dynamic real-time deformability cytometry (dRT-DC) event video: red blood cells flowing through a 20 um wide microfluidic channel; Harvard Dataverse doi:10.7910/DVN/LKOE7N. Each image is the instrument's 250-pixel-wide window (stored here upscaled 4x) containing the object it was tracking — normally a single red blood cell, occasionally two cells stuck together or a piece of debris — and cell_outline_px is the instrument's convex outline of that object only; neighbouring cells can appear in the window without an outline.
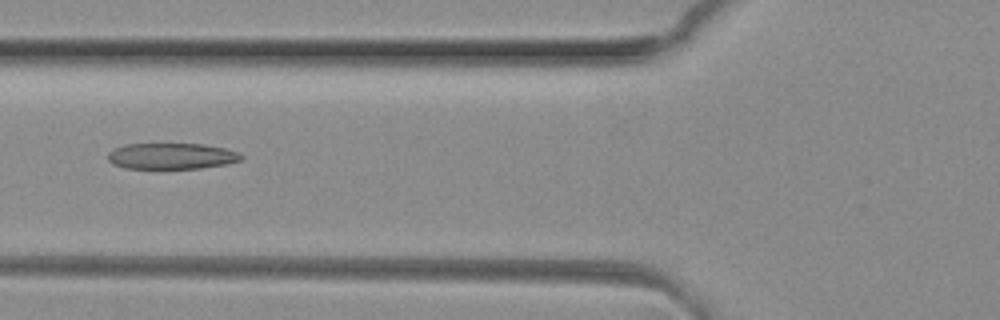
{"species": "common noctule bat (a hibernating species)", "species_latin": "Nyctalus noctula", "temperature_condition": "room temperature", "stored_images_in_passage": 50, "camera_frame_rate_fps": 3000, "um_per_image_px": 0.085, "animal": {"sex": "female", "body_mass_g": 29.2, "forearm_length_mm": 56.3}, "frame": {"image": 1, "passage_image": 19, "time_ms": 6.0, "image_size_px": [1000, 320], "cell_outline_px": [[244, 156], [240, 160], [228, 164], [200, 168], [124, 168], [112, 164], [108, 160], [108, 152], [112, 148], [124, 144], [204, 144], [224, 148], [240, 152]], "centroid_in_image_um": [14.57, 13.26], "position_along_channel_um": 111.2, "area_um2": 20.4}}
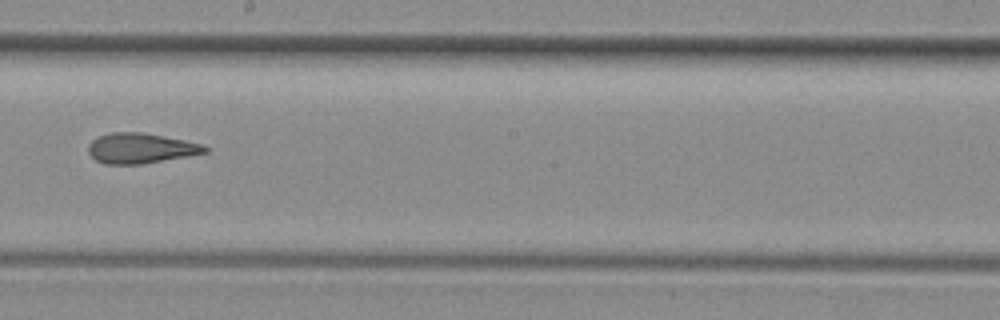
{"frame": {"image": 2, "passage_image": 28, "time_ms": 9.0, "image_size_px": [1000, 320], "cell_outline_px": [[208, 152], [188, 156], [140, 164], [104, 164], [96, 160], [88, 152], [88, 144], [92, 140], [108, 132], [144, 132], [204, 144], [208, 148]], "centroid_in_image_um": [11.95, 12.59], "position_along_channel_um": 236.2, "area_um2": 20.58}}
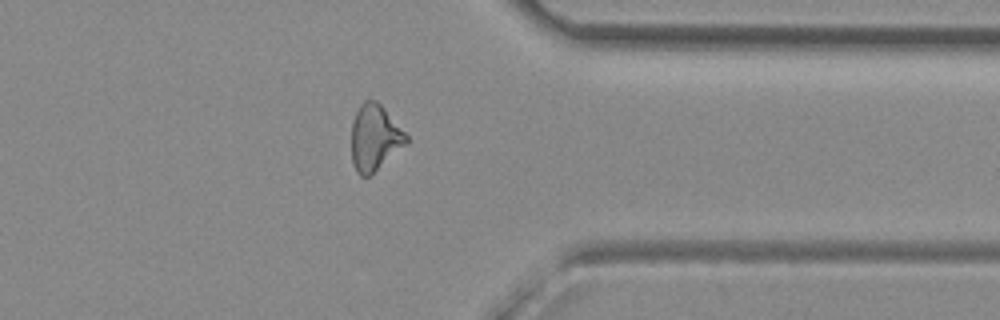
{"frame": {"image": 3, "passage_image": 39, "time_ms": 12.667, "image_size_px": [1000, 320], "cell_outline_px": [[408, 140], [404, 144], [368, 176], [360, 176], [356, 172], [352, 160], [352, 124], [356, 112], [360, 104], [364, 100], [376, 100], [384, 108], [408, 136]], "centroid_in_image_um": [31.81, 11.67], "position_along_channel_um": 379.6, "area_um2": 20.4}, "authors_computed_cell_mechanics": {"area_um2": 21.5016, "velocity_mm_per_s": 4.166, "shape_relaxation_time_tau1_ms": null, "shape_relaxation_time_tau2_ms": 2.5113, "deformation_change_tau1": null, "deformation_change_tau2": 0.1113}}